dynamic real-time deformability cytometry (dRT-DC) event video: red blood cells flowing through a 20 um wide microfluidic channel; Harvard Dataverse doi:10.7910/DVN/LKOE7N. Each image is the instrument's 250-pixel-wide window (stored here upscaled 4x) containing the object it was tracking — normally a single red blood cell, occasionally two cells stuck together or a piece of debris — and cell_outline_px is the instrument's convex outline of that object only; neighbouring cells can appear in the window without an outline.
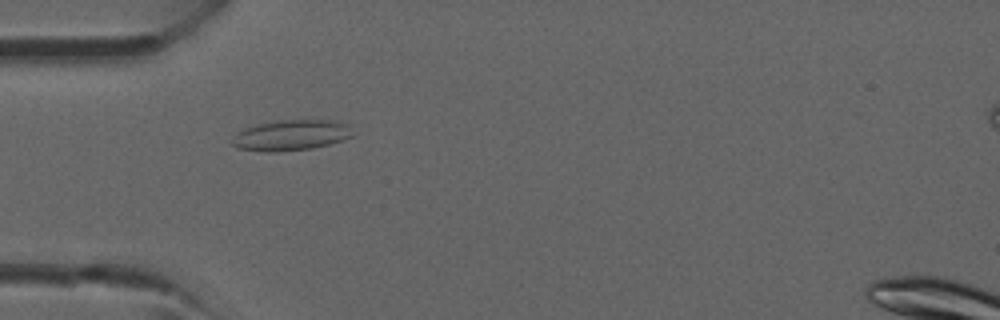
{"species": "common noctule bat (a hibernating species)", "species_latin": "Nyctalus noctula", "temperature_condition": "room temperature", "stored_images_in_passage": 33, "camera_frame_rate_fps": 3000, "um_per_image_px": 0.085, "animal": {"sex": "male", "forearm_length_mm": 52.5}, "frame": {"image": 1, "passage_image": 5, "time_ms": 1.333, "image_size_px": [1000, 320], "cell_outline_px": [[352, 136], [328, 144], [312, 148], [276, 152], [268, 152], [240, 148], [232, 144], [232, 140], [244, 128], [276, 120], [344, 120], [352, 124]], "centroid_in_image_um": [24.84, 11.47], "position_along_channel_um": 60.2, "area_um2": 21.44}}
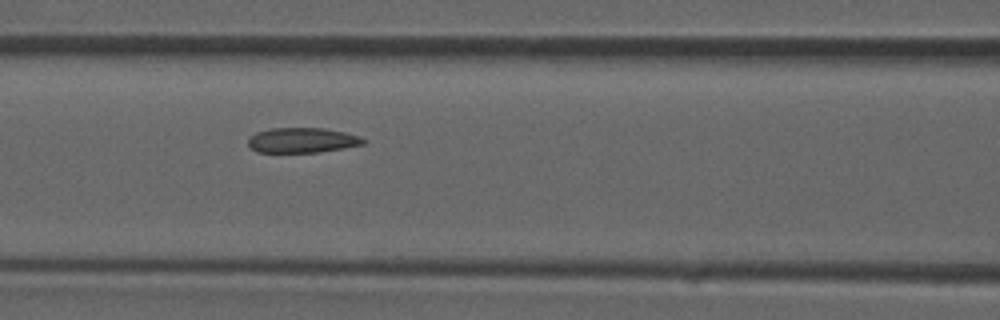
{"frame": {"image": 2, "passage_image": 10, "time_ms": 3.0, "image_size_px": [1000, 320], "cell_outline_px": [[368, 140], [364, 144], [316, 152], [256, 152], [248, 144], [248, 140], [256, 132], [272, 128], [324, 128], [344, 132], [360, 136]], "centroid_in_image_um": [25.7, 11.91], "position_along_channel_um": 140.9, "area_um2": 16.65}}
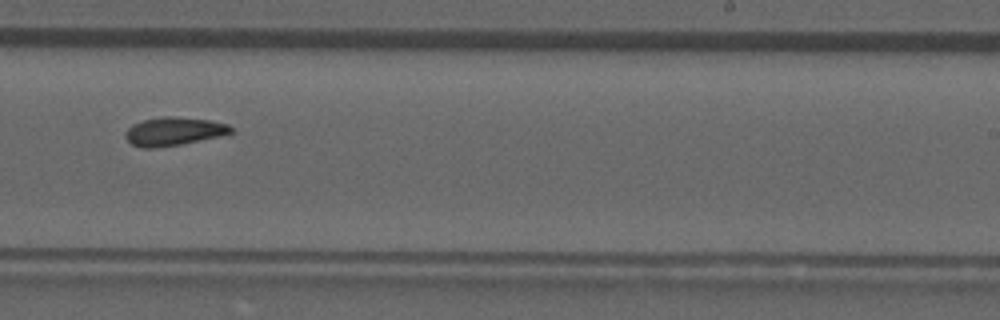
{"frame": {"image": 3, "passage_image": 18, "time_ms": 5.667, "image_size_px": [1000, 320], "cell_outline_px": [[236, 132], [220, 136], [180, 144], [152, 148], [140, 148], [132, 144], [124, 136], [124, 132], [132, 124], [144, 120], [164, 116], [172, 116], [208, 120], [228, 124]], "centroid_in_image_um": [14.76, 11.17], "position_along_channel_um": 274.2, "area_um2": 17.4}}